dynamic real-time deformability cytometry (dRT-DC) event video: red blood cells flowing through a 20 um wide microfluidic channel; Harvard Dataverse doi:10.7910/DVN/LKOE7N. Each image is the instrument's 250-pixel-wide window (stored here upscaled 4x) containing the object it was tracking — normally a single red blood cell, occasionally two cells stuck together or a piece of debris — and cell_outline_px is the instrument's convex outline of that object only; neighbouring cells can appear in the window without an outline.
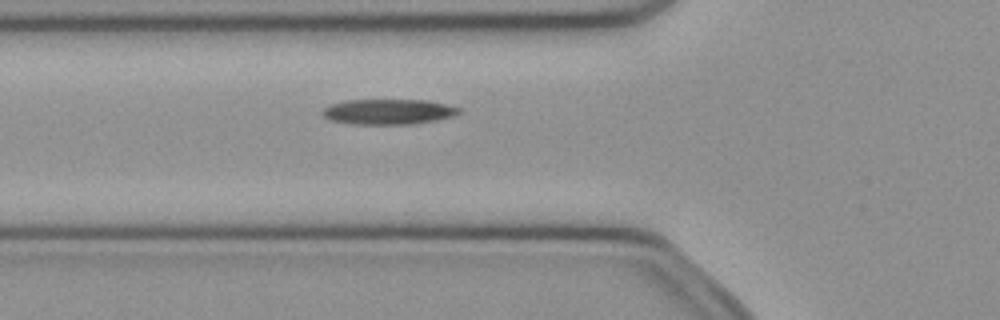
{"species": "common noctule bat (a hibernating species)", "species_latin": "Nyctalus noctula", "temperature_condition": "cold", "stored_images_in_passage": 47, "camera_frame_rate_fps": 3000, "um_per_image_px": 0.085, "animal": {"sex": "female", "body_mass_g": 21.9}, "frame": {"image": 1, "passage_image": 14, "time_ms": 4.333, "image_size_px": [1000, 320], "cell_outline_px": [[460, 112], [456, 116], [436, 120], [412, 124], [352, 124], [328, 120], [320, 112], [324, 108], [332, 104], [348, 100], [428, 100], [448, 104], [460, 108]], "centroid_in_image_um": [33.03, 9.5], "position_along_channel_um": 92.8, "area_um2": 20.29}}
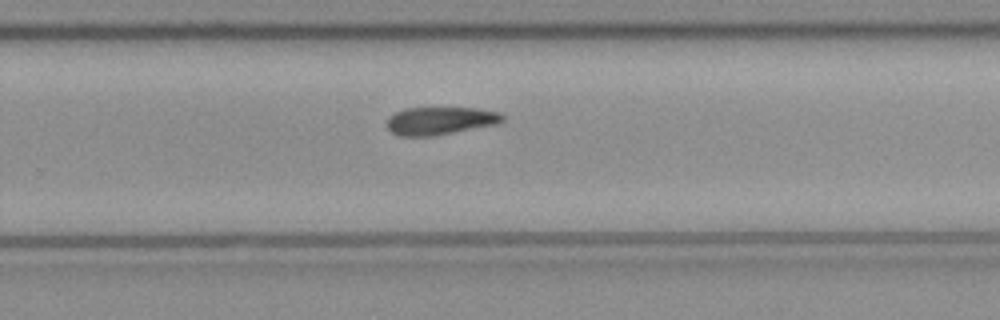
{"frame": {"image": 2, "passage_image": 29, "time_ms": 9.333, "image_size_px": [1000, 320], "cell_outline_px": [[504, 120], [496, 124], [428, 136], [400, 136], [392, 132], [388, 128], [388, 116], [404, 108], [476, 108], [500, 112], [504, 116]], "centroid_in_image_um": [37.4, 10.25], "position_along_channel_um": 292.4, "area_um2": 18.44}}
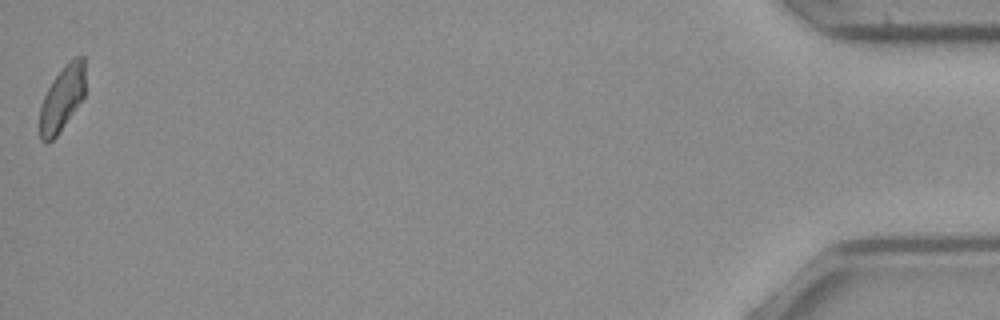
{"frame": {"image": 3, "passage_image": 47, "time_ms": 15.333, "image_size_px": [1000, 320], "cell_outline_px": [[84, 96], [56, 136], [48, 144], [44, 144], [40, 140], [40, 108], [44, 96], [52, 80], [68, 60], [76, 56], [84, 56]], "centroid_in_image_um": [5.26, 8.37], "position_along_channel_um": 429.9, "area_um2": 17.11}, "authors_computed_cell_mechanics": {"area_um2": 19.4786, "velocity_mm_per_s": 3.9887, "shape_relaxation_time_tau1_ms": 8.0076, "shape_relaxation_time_tau2_ms": null, "deformation_change_tau1": 0.1724, "deformation_change_tau2": null}}